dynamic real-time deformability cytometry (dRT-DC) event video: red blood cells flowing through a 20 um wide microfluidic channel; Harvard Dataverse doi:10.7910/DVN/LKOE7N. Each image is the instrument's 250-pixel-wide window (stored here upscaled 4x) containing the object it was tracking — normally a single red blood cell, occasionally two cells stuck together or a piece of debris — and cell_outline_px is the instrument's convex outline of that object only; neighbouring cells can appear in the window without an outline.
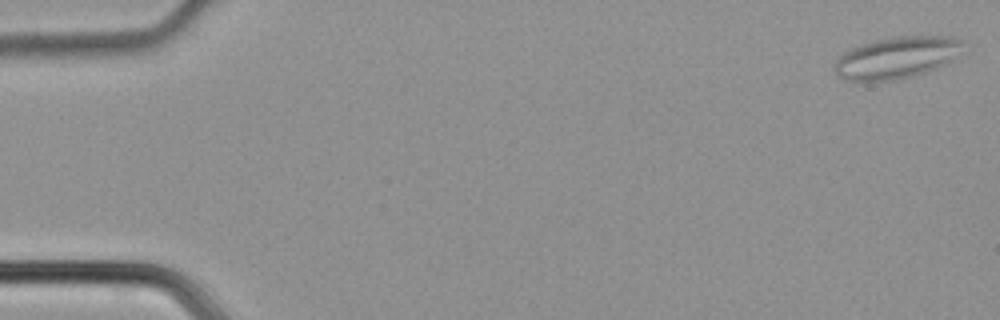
{"species": "common noctule bat (a hibernating species)", "species_latin": "Nyctalus noctula", "temperature_condition": "cold", "stored_images_in_passage": 42, "camera_frame_rate_fps": 3000, "um_per_image_px": 0.085, "animal": {"sex": "male", "body_mass_g": 21.5, "forearm_length_mm": 52.0}, "frame": {"image": 1, "passage_image": 1, "time_ms": 0.0, "image_size_px": [1000, 320], "cell_outline_px": [[960, 44], [936, 68], [912, 76], [896, 80], [864, 84], [844, 80], [832, 68], [836, 60], [844, 52], [852, 48], [876, 40], [896, 36], [952, 36], [960, 40]], "centroid_in_image_um": [75.99, 4.95], "position_along_channel_um": 9.0, "area_um2": 30.58}}
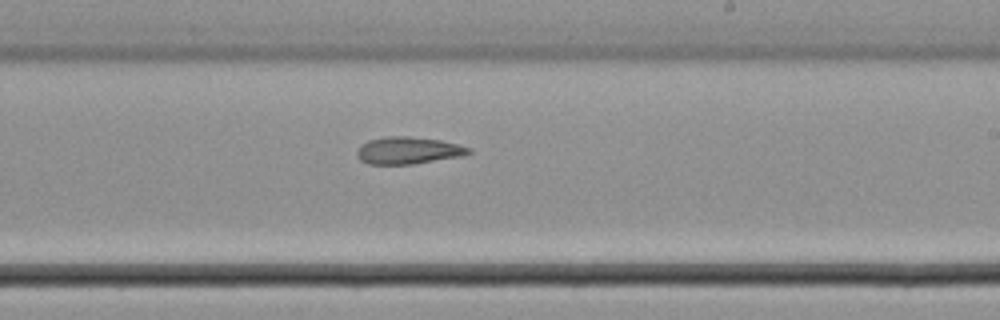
{"frame": {"image": 2, "passage_image": 27, "time_ms": 8.667, "image_size_px": [1000, 320], "cell_outline_px": [[472, 152], [460, 156], [412, 164], [368, 164], [360, 160], [356, 156], [356, 152], [360, 144], [368, 140], [388, 136], [408, 136], [440, 140], [472, 148]], "centroid_in_image_um": [34.65, 12.78], "position_along_channel_um": 254.4, "area_um2": 17.63}}
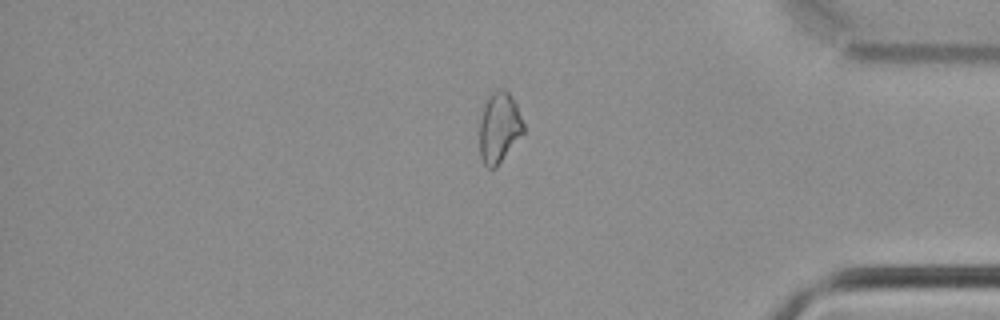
{"frame": {"image": 3, "passage_image": 38, "time_ms": 12.333, "image_size_px": [1000, 320], "cell_outline_px": [[524, 132], [496, 168], [488, 168], [484, 164], [480, 156], [480, 120], [488, 96], [492, 92], [500, 88], [508, 88], [516, 104], [524, 124]], "centroid_in_image_um": [42.44, 10.82], "position_along_channel_um": 392.8, "area_um2": 18.09}}